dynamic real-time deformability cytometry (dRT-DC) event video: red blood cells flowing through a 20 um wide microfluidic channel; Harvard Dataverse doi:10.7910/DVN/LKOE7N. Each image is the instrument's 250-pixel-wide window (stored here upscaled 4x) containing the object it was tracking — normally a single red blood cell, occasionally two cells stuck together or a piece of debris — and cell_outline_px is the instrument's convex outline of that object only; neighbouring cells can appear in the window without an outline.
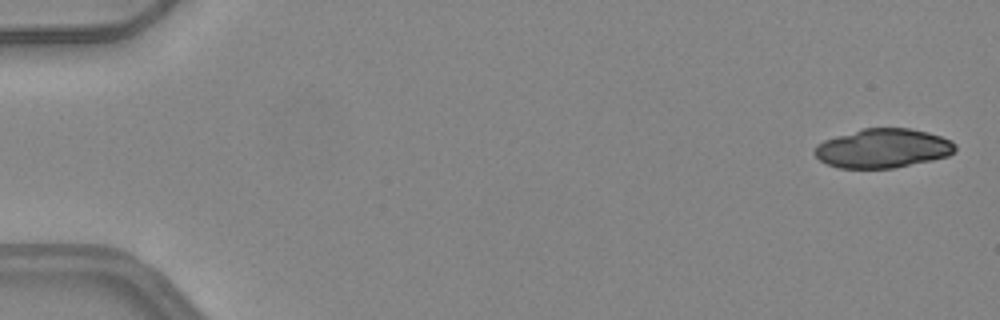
{"species": "common noctule bat (a hibernating species)", "species_latin": "Nyctalus noctula", "temperature_condition": "warm", "stored_images_in_passage": 24, "camera_frame_rate_fps": 3000, "um_per_image_px": 0.085, "animal": {"sex": "female", "body_mass_g": 24.6, "forearm_length_mm": 56.2}, "frame": {"image": 1, "passage_image": 2, "time_ms": 0.333, "image_size_px": [1000, 320], "cell_outline_px": [[956, 148], [948, 156], [932, 160], [892, 168], [840, 168], [828, 164], [820, 160], [812, 152], [816, 144], [824, 140], [836, 136], [864, 128], [908, 128], [928, 132], [952, 140], [956, 144]], "centroid_in_image_um": [75.03, 12.6], "position_along_channel_um": 10.0, "area_um2": 32.02}}